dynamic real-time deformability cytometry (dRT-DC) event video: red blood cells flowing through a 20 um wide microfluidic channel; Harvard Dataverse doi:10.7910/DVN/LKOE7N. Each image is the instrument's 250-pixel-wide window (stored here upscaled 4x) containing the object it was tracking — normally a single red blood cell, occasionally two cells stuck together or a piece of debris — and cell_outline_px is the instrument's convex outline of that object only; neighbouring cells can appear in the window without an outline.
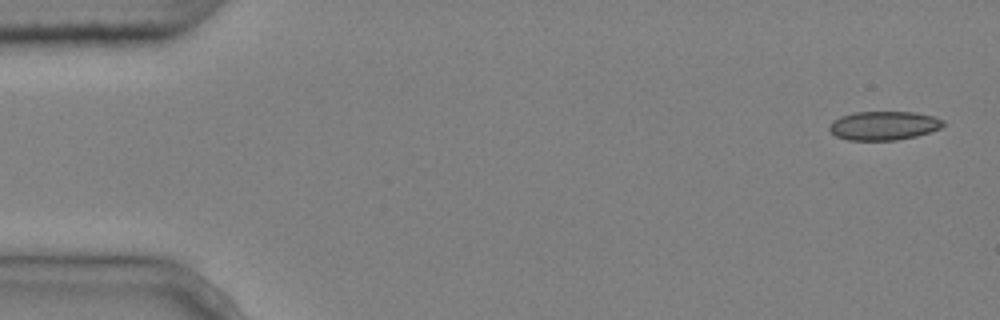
{"species": "common noctule bat (a hibernating species)", "species_latin": "Nyctalus noctula", "temperature_condition": "cold", "stored_images_in_passage": 7, "camera_frame_rate_fps": 3000, "um_per_image_px": 0.085, "animal": {"sex": "male", "body_mass_g": 20.4}, "frame": {"image": 1, "passage_image": 1, "time_ms": 0.0, "image_size_px": [1000, 320], "cell_outline_px": [[944, 124], [940, 128], [916, 136], [896, 140], [848, 140], [836, 136], [828, 128], [832, 120], [840, 116], [852, 112], [912, 112], [932, 116], [944, 120]], "centroid_in_image_um": [75.08, 10.67], "position_along_channel_um": 9.9, "area_um2": 19.07}}
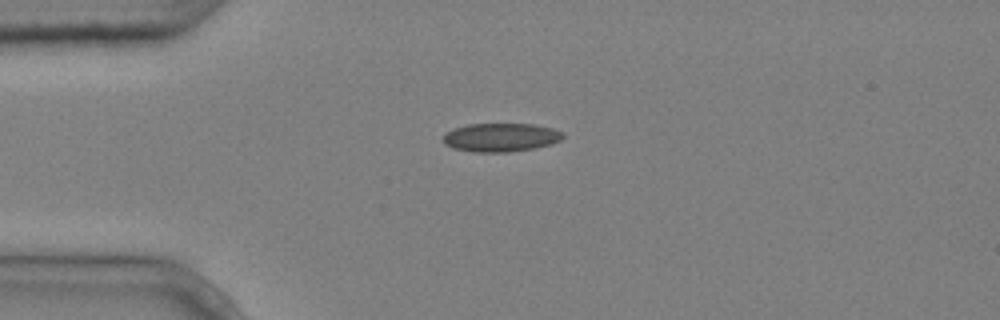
{"frame": {"image": 2, "passage_image": 4, "time_ms": 1.0, "image_size_px": [1000, 320], "cell_outline_px": [[564, 136], [560, 140], [552, 144], [532, 148], [508, 152], [472, 152], [452, 148], [444, 144], [444, 132], [452, 128], [468, 124], [536, 124], [552, 128], [564, 132]], "centroid_in_image_um": [42.54, 11.67], "position_along_channel_um": 42.5, "area_um2": 20.11}}